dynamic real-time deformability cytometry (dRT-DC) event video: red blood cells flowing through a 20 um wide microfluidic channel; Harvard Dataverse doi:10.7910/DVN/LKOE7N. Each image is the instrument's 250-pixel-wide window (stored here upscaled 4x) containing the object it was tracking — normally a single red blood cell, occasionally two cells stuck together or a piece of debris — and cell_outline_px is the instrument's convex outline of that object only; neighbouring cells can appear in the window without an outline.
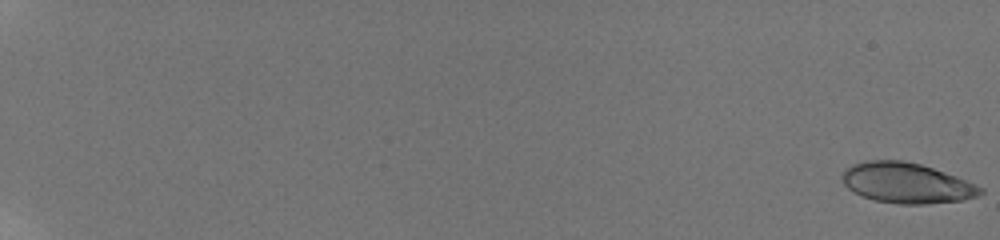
{"species": "human", "species_latin": "Homo sapiens", "temperature_condition": "room temperature", "stored_images_in_passage": 27, "camera_frame_rate_fps": 3000, "um_per_image_px": 0.085, "donor": {"sex": "male"}, "frame": {"image": 1, "passage_image": 1, "time_ms": 0.0, "image_size_px": [1000, 240], "cell_outline_px": [[984, 192], [976, 196], [960, 200], [924, 204], [900, 204], [872, 200], [848, 188], [844, 184], [840, 176], [844, 168], [852, 164], [864, 160], [904, 160], [920, 164], [956, 176], [976, 184], [984, 188]], "centroid_in_image_um": [77.03, 15.54], "position_along_channel_um": 8.0, "area_um2": 32.54}}
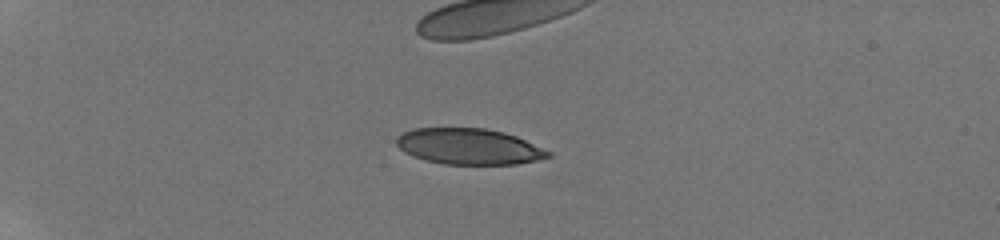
{"frame": {"image": 2, "passage_image": 10, "time_ms": 6.0, "image_size_px": [1000, 240], "cell_outline_px": [[552, 156], [536, 160], [516, 164], [444, 164], [412, 156], [404, 152], [396, 144], [396, 136], [412, 128], [484, 128], [504, 132], [516, 136], [552, 152]], "centroid_in_image_um": [39.85, 12.44], "position_along_channel_um": 45.2, "area_um2": 31.73}, "authors_computed_cell_mechanics": {"area_um2": 32.8882, "velocity_mm_per_s": 3.8971, "shape_relaxation_time_tau1_ms": null, "shape_relaxation_time_tau2_ms": 0.9579, "deformation_change_tau1": null, "deformation_change_tau2": 0.0934}}